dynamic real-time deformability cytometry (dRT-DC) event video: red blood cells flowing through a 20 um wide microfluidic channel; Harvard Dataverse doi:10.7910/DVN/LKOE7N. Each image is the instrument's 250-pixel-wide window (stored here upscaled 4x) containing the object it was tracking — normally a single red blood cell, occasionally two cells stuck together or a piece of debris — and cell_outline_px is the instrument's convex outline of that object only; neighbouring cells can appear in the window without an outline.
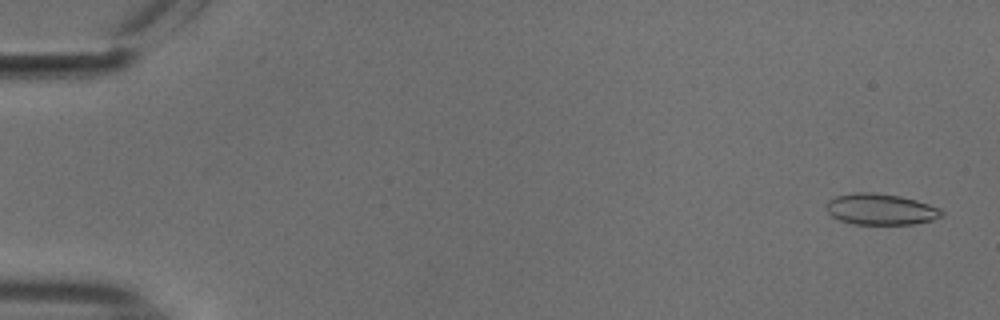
{"species": "common noctule bat (a hibernating species)", "species_latin": "Nyctalus noctula", "temperature_condition": "cold", "stored_images_in_passage": 51, "camera_frame_rate_fps": 3000, "um_per_image_px": 0.085, "animal": {"sex": "male", "body_mass_g": 18.8}, "frame": {"image": 1, "passage_image": 2, "time_ms": 0.333, "image_size_px": [1000, 320], "cell_outline_px": [[944, 216], [932, 220], [912, 224], [852, 224], [840, 220], [832, 216], [824, 208], [824, 204], [828, 200], [836, 196], [856, 192], [876, 192], [900, 196], [916, 200], [940, 208], [944, 212]], "centroid_in_image_um": [74.84, 17.78], "position_along_channel_um": 10.2, "area_um2": 21.15}}
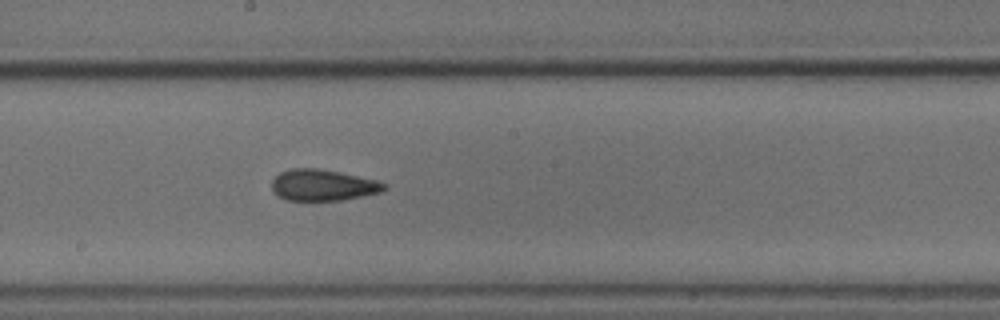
{"frame": {"image": 2, "passage_image": 30, "time_ms": 9.667, "image_size_px": [1000, 320], "cell_outline_px": [[388, 188], [384, 192], [364, 196], [340, 200], [284, 200], [272, 188], [272, 180], [280, 172], [292, 168], [316, 168], [340, 172], [376, 180], [388, 184]], "centroid_in_image_um": [27.5, 15.73], "position_along_channel_um": 220.7, "area_um2": 20.52}}
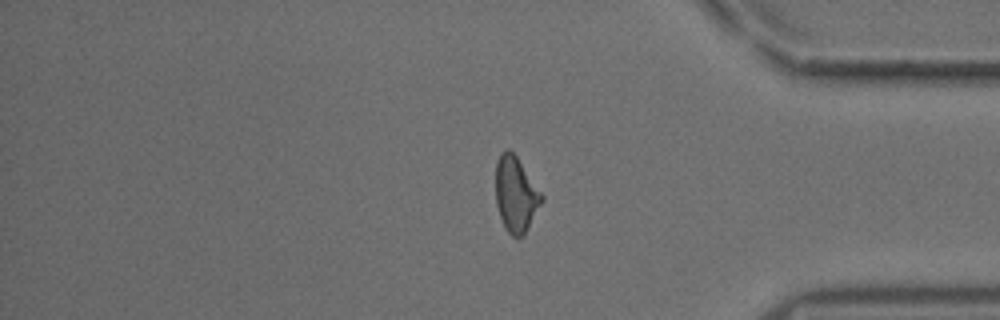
{"frame": {"image": 3, "passage_image": 45, "time_ms": 14.667, "image_size_px": [1000, 320], "cell_outline_px": [[544, 200], [524, 236], [512, 236], [508, 232], [500, 216], [496, 204], [496, 164], [500, 152], [508, 148], [516, 156], [544, 196]], "centroid_in_image_um": [43.86, 16.52], "position_along_channel_um": 391.3, "area_um2": 20.11}}